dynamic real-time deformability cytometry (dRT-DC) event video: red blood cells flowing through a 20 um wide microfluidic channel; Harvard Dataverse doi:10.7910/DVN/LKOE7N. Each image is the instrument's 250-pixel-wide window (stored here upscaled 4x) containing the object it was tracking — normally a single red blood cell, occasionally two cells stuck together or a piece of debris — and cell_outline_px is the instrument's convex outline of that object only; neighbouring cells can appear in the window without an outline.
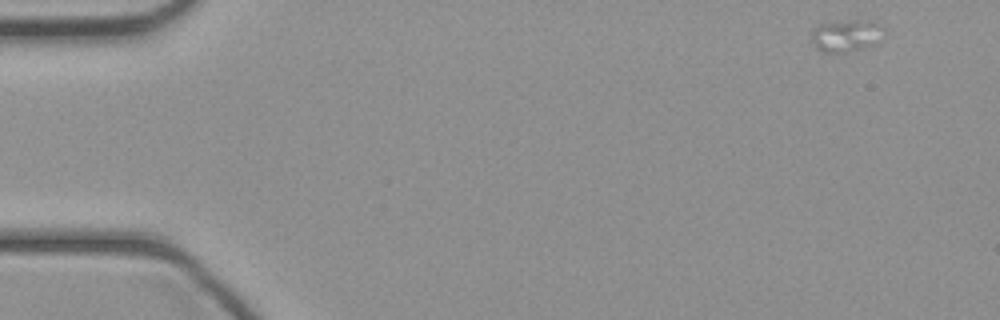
{"species": "common noctule bat (a hibernating species)", "species_latin": "Nyctalus noctula", "temperature_condition": "cold", "stored_images_in_passage": 7, "camera_frame_rate_fps": 3000, "um_per_image_px": 0.085, "animal": {"sex": "female", "body_mass_g": 21.9}, "frame": {"image": 1, "passage_image": 1, "time_ms": 0.0, "image_size_px": [1000, 320], "cell_outline_px": [[884, 28], [876, 44], [848, 52], [820, 52], [816, 48], [812, 40], [812, 32], [820, 24], [848, 20], [872, 20], [880, 24]], "centroid_in_image_um": [71.94, 3.02], "position_along_channel_um": 13.1, "area_um2": 13.47}}